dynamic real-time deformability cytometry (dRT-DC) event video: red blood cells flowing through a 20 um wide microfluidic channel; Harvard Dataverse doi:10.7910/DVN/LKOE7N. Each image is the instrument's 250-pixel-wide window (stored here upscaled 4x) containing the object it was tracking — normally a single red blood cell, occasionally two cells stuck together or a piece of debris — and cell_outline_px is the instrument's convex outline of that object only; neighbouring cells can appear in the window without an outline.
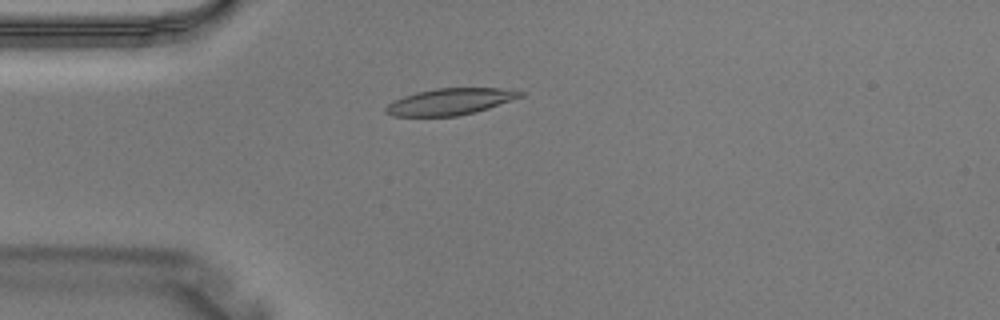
{"species": "Egyptian fruit bat (a non-hibernating species)", "species_latin": "Rousettus aegyptiacus", "temperature_condition": "warm", "stored_images_in_passage": 2, "camera_frame_rate_fps": 3000, "um_per_image_px": 0.085, "animal": {"sex": "male"}, "frame": {"image": 1, "passage_image": 2, "time_ms": 0.333, "image_size_px": [1000, 320], "cell_outline_px": [[524, 96], [476, 112], [456, 116], [392, 116], [384, 112], [384, 108], [388, 104], [404, 96], [416, 92], [436, 88], [500, 88], [524, 92]], "centroid_in_image_um": [38.25, 8.64], "position_along_channel_um": 46.7, "area_um2": 20.69}}